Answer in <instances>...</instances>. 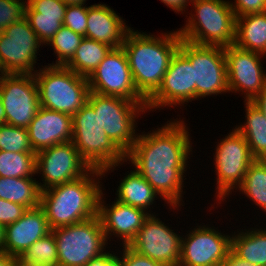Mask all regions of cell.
<instances>
[{"label":"cell","instance_id":"6da1fadb","mask_svg":"<svg viewBox=\"0 0 266 266\" xmlns=\"http://www.w3.org/2000/svg\"><path fill=\"white\" fill-rule=\"evenodd\" d=\"M166 123L151 133H139L126 154V162L133 165L132 169L153 187L160 199L169 205V209L176 210L184 206V174L193 147L184 117L183 120L177 118Z\"/></svg>","mask_w":266,"mask_h":266},{"label":"cell","instance_id":"7a4b0ae2","mask_svg":"<svg viewBox=\"0 0 266 266\" xmlns=\"http://www.w3.org/2000/svg\"><path fill=\"white\" fill-rule=\"evenodd\" d=\"M131 29L122 45L137 91L148 100L161 86L170 60L179 49L177 31L159 36Z\"/></svg>","mask_w":266,"mask_h":266},{"label":"cell","instance_id":"3957f363","mask_svg":"<svg viewBox=\"0 0 266 266\" xmlns=\"http://www.w3.org/2000/svg\"><path fill=\"white\" fill-rule=\"evenodd\" d=\"M103 172L91 169L86 175L41 192L40 207L50 229L77 224L97 215Z\"/></svg>","mask_w":266,"mask_h":266},{"label":"cell","instance_id":"277c9868","mask_svg":"<svg viewBox=\"0 0 266 266\" xmlns=\"http://www.w3.org/2000/svg\"><path fill=\"white\" fill-rule=\"evenodd\" d=\"M181 39L202 46L227 47L235 43L236 17L226 0H193ZM193 13V14H192Z\"/></svg>","mask_w":266,"mask_h":266},{"label":"cell","instance_id":"5b68a950","mask_svg":"<svg viewBox=\"0 0 266 266\" xmlns=\"http://www.w3.org/2000/svg\"><path fill=\"white\" fill-rule=\"evenodd\" d=\"M72 124L71 141L91 168L101 170L105 177L126 162V155L109 139L98 112L88 102L72 116Z\"/></svg>","mask_w":266,"mask_h":266},{"label":"cell","instance_id":"8992f818","mask_svg":"<svg viewBox=\"0 0 266 266\" xmlns=\"http://www.w3.org/2000/svg\"><path fill=\"white\" fill-rule=\"evenodd\" d=\"M44 66L34 74L40 106L73 116L87 103L90 93L87 77L66 66Z\"/></svg>","mask_w":266,"mask_h":266},{"label":"cell","instance_id":"52a82bcc","mask_svg":"<svg viewBox=\"0 0 266 266\" xmlns=\"http://www.w3.org/2000/svg\"><path fill=\"white\" fill-rule=\"evenodd\" d=\"M87 102L98 112L100 126L109 139L126 155L137 140V119L147 112V104L94 92L89 93Z\"/></svg>","mask_w":266,"mask_h":266},{"label":"cell","instance_id":"ba28073f","mask_svg":"<svg viewBox=\"0 0 266 266\" xmlns=\"http://www.w3.org/2000/svg\"><path fill=\"white\" fill-rule=\"evenodd\" d=\"M51 231L57 244L58 266H84L108 251V243L98 215Z\"/></svg>","mask_w":266,"mask_h":266},{"label":"cell","instance_id":"9c48e42d","mask_svg":"<svg viewBox=\"0 0 266 266\" xmlns=\"http://www.w3.org/2000/svg\"><path fill=\"white\" fill-rule=\"evenodd\" d=\"M223 138L217 142L213 153L217 175L215 194L218 204L224 202L232 191L237 190L243 182L248 167L255 161L247 140L235 128Z\"/></svg>","mask_w":266,"mask_h":266},{"label":"cell","instance_id":"30bf717a","mask_svg":"<svg viewBox=\"0 0 266 266\" xmlns=\"http://www.w3.org/2000/svg\"><path fill=\"white\" fill-rule=\"evenodd\" d=\"M178 50L190 61L194 68L196 100L229 93L227 65L223 47L202 46L181 39Z\"/></svg>","mask_w":266,"mask_h":266},{"label":"cell","instance_id":"8fae6325","mask_svg":"<svg viewBox=\"0 0 266 266\" xmlns=\"http://www.w3.org/2000/svg\"><path fill=\"white\" fill-rule=\"evenodd\" d=\"M43 45L26 18L9 25L0 32V64L4 74H35L36 54Z\"/></svg>","mask_w":266,"mask_h":266},{"label":"cell","instance_id":"7c38bea8","mask_svg":"<svg viewBox=\"0 0 266 266\" xmlns=\"http://www.w3.org/2000/svg\"><path fill=\"white\" fill-rule=\"evenodd\" d=\"M5 124L27 128L40 107L34 74L0 75Z\"/></svg>","mask_w":266,"mask_h":266},{"label":"cell","instance_id":"4fadbf2b","mask_svg":"<svg viewBox=\"0 0 266 266\" xmlns=\"http://www.w3.org/2000/svg\"><path fill=\"white\" fill-rule=\"evenodd\" d=\"M92 168L81 157L72 141L45 148L36 153L35 173L42 174L40 189L76 180L86 175Z\"/></svg>","mask_w":266,"mask_h":266},{"label":"cell","instance_id":"5bb4252c","mask_svg":"<svg viewBox=\"0 0 266 266\" xmlns=\"http://www.w3.org/2000/svg\"><path fill=\"white\" fill-rule=\"evenodd\" d=\"M87 79L90 92L147 104V100L134 85L128 59L122 47L112 49Z\"/></svg>","mask_w":266,"mask_h":266},{"label":"cell","instance_id":"9a60e30c","mask_svg":"<svg viewBox=\"0 0 266 266\" xmlns=\"http://www.w3.org/2000/svg\"><path fill=\"white\" fill-rule=\"evenodd\" d=\"M187 233L182 236L178 266H220L231 251L232 235L214 226L197 224Z\"/></svg>","mask_w":266,"mask_h":266},{"label":"cell","instance_id":"2e32d148","mask_svg":"<svg viewBox=\"0 0 266 266\" xmlns=\"http://www.w3.org/2000/svg\"><path fill=\"white\" fill-rule=\"evenodd\" d=\"M229 93L244 94V102L253 101L266 88L264 55L244 50L235 44L224 48Z\"/></svg>","mask_w":266,"mask_h":266},{"label":"cell","instance_id":"e0dca14e","mask_svg":"<svg viewBox=\"0 0 266 266\" xmlns=\"http://www.w3.org/2000/svg\"><path fill=\"white\" fill-rule=\"evenodd\" d=\"M158 215L150 214L129 247L166 266H178L182 235L176 234Z\"/></svg>","mask_w":266,"mask_h":266},{"label":"cell","instance_id":"ac0fdd59","mask_svg":"<svg viewBox=\"0 0 266 266\" xmlns=\"http://www.w3.org/2000/svg\"><path fill=\"white\" fill-rule=\"evenodd\" d=\"M194 100H196L194 68L190 61L177 50L170 60L161 86L147 100V111H154V109L156 111L158 108L162 110L161 108L166 106L182 107Z\"/></svg>","mask_w":266,"mask_h":266},{"label":"cell","instance_id":"d6986e66","mask_svg":"<svg viewBox=\"0 0 266 266\" xmlns=\"http://www.w3.org/2000/svg\"><path fill=\"white\" fill-rule=\"evenodd\" d=\"M103 190L98 197L97 215L101 220L107 243L109 239V241L113 239L110 237L115 236L121 239L122 245H129L150 214L141 208L132 207L117 200H114L111 205L106 204Z\"/></svg>","mask_w":266,"mask_h":266},{"label":"cell","instance_id":"ffe728a7","mask_svg":"<svg viewBox=\"0 0 266 266\" xmlns=\"http://www.w3.org/2000/svg\"><path fill=\"white\" fill-rule=\"evenodd\" d=\"M27 131L31 147L37 153L45 148L71 141L72 116L40 106Z\"/></svg>","mask_w":266,"mask_h":266},{"label":"cell","instance_id":"44dd1931","mask_svg":"<svg viewBox=\"0 0 266 266\" xmlns=\"http://www.w3.org/2000/svg\"><path fill=\"white\" fill-rule=\"evenodd\" d=\"M3 252L18 258L33 243L51 232L44 210L28 209L16 222L4 227Z\"/></svg>","mask_w":266,"mask_h":266},{"label":"cell","instance_id":"7402d4cb","mask_svg":"<svg viewBox=\"0 0 266 266\" xmlns=\"http://www.w3.org/2000/svg\"><path fill=\"white\" fill-rule=\"evenodd\" d=\"M118 14L108 4L88 6L86 38L107 44L113 49L122 47L132 28Z\"/></svg>","mask_w":266,"mask_h":266},{"label":"cell","instance_id":"603a6c76","mask_svg":"<svg viewBox=\"0 0 266 266\" xmlns=\"http://www.w3.org/2000/svg\"><path fill=\"white\" fill-rule=\"evenodd\" d=\"M234 44L266 56V12L237 17Z\"/></svg>","mask_w":266,"mask_h":266},{"label":"cell","instance_id":"cb8c5ba5","mask_svg":"<svg viewBox=\"0 0 266 266\" xmlns=\"http://www.w3.org/2000/svg\"><path fill=\"white\" fill-rule=\"evenodd\" d=\"M125 175L116 189V200L132 207L141 208L149 214H155L151 213L152 210H148L159 196L153 187L135 169L128 171V174Z\"/></svg>","mask_w":266,"mask_h":266},{"label":"cell","instance_id":"d4e9b609","mask_svg":"<svg viewBox=\"0 0 266 266\" xmlns=\"http://www.w3.org/2000/svg\"><path fill=\"white\" fill-rule=\"evenodd\" d=\"M245 121L235 129L247 140L255 160H266V117L252 103L245 102Z\"/></svg>","mask_w":266,"mask_h":266},{"label":"cell","instance_id":"484cf974","mask_svg":"<svg viewBox=\"0 0 266 266\" xmlns=\"http://www.w3.org/2000/svg\"><path fill=\"white\" fill-rule=\"evenodd\" d=\"M250 229L237 230V234L232 232L231 251L241 259L266 266V228Z\"/></svg>","mask_w":266,"mask_h":266},{"label":"cell","instance_id":"4316f807","mask_svg":"<svg viewBox=\"0 0 266 266\" xmlns=\"http://www.w3.org/2000/svg\"><path fill=\"white\" fill-rule=\"evenodd\" d=\"M41 192L36 178L0 177V199L33 209L40 206Z\"/></svg>","mask_w":266,"mask_h":266},{"label":"cell","instance_id":"83f0119b","mask_svg":"<svg viewBox=\"0 0 266 266\" xmlns=\"http://www.w3.org/2000/svg\"><path fill=\"white\" fill-rule=\"evenodd\" d=\"M112 49L107 44L84 37L73 57L64 66L88 78Z\"/></svg>","mask_w":266,"mask_h":266},{"label":"cell","instance_id":"f1b7e54d","mask_svg":"<svg viewBox=\"0 0 266 266\" xmlns=\"http://www.w3.org/2000/svg\"><path fill=\"white\" fill-rule=\"evenodd\" d=\"M237 189L266 214V160H255Z\"/></svg>","mask_w":266,"mask_h":266},{"label":"cell","instance_id":"f546056e","mask_svg":"<svg viewBox=\"0 0 266 266\" xmlns=\"http://www.w3.org/2000/svg\"><path fill=\"white\" fill-rule=\"evenodd\" d=\"M18 266H58V250L51 231L18 257Z\"/></svg>","mask_w":266,"mask_h":266},{"label":"cell","instance_id":"4dcf8cb0","mask_svg":"<svg viewBox=\"0 0 266 266\" xmlns=\"http://www.w3.org/2000/svg\"><path fill=\"white\" fill-rule=\"evenodd\" d=\"M35 152L0 151V177L33 178L36 173Z\"/></svg>","mask_w":266,"mask_h":266},{"label":"cell","instance_id":"1f68e13d","mask_svg":"<svg viewBox=\"0 0 266 266\" xmlns=\"http://www.w3.org/2000/svg\"><path fill=\"white\" fill-rule=\"evenodd\" d=\"M84 36L73 32L70 28L62 26L54 36L46 43L52 46L56 62L48 65H62L64 66L74 55L75 51L81 44Z\"/></svg>","mask_w":266,"mask_h":266},{"label":"cell","instance_id":"d6a6232c","mask_svg":"<svg viewBox=\"0 0 266 266\" xmlns=\"http://www.w3.org/2000/svg\"><path fill=\"white\" fill-rule=\"evenodd\" d=\"M0 151L34 152L27 128L0 124Z\"/></svg>","mask_w":266,"mask_h":266},{"label":"cell","instance_id":"836d02e7","mask_svg":"<svg viewBox=\"0 0 266 266\" xmlns=\"http://www.w3.org/2000/svg\"><path fill=\"white\" fill-rule=\"evenodd\" d=\"M66 8L61 0H27L25 17L64 18Z\"/></svg>","mask_w":266,"mask_h":266},{"label":"cell","instance_id":"e575fe53","mask_svg":"<svg viewBox=\"0 0 266 266\" xmlns=\"http://www.w3.org/2000/svg\"><path fill=\"white\" fill-rule=\"evenodd\" d=\"M27 0H0V32L25 18Z\"/></svg>","mask_w":266,"mask_h":266},{"label":"cell","instance_id":"d590c367","mask_svg":"<svg viewBox=\"0 0 266 266\" xmlns=\"http://www.w3.org/2000/svg\"><path fill=\"white\" fill-rule=\"evenodd\" d=\"M30 27L36 32L39 40L46 43L54 36V34L63 26L64 18L49 17H25Z\"/></svg>","mask_w":266,"mask_h":266},{"label":"cell","instance_id":"8d00e7d4","mask_svg":"<svg viewBox=\"0 0 266 266\" xmlns=\"http://www.w3.org/2000/svg\"><path fill=\"white\" fill-rule=\"evenodd\" d=\"M88 6L85 4L67 5L63 26L86 37Z\"/></svg>","mask_w":266,"mask_h":266},{"label":"cell","instance_id":"74e56055","mask_svg":"<svg viewBox=\"0 0 266 266\" xmlns=\"http://www.w3.org/2000/svg\"><path fill=\"white\" fill-rule=\"evenodd\" d=\"M122 247L123 249L120 251V256H118V253L116 254L118 266H166L149 257L138 254L128 245H123Z\"/></svg>","mask_w":266,"mask_h":266},{"label":"cell","instance_id":"f35d334b","mask_svg":"<svg viewBox=\"0 0 266 266\" xmlns=\"http://www.w3.org/2000/svg\"><path fill=\"white\" fill-rule=\"evenodd\" d=\"M27 210L23 205L0 199V224L5 227L16 222Z\"/></svg>","mask_w":266,"mask_h":266},{"label":"cell","instance_id":"ab89813d","mask_svg":"<svg viewBox=\"0 0 266 266\" xmlns=\"http://www.w3.org/2000/svg\"><path fill=\"white\" fill-rule=\"evenodd\" d=\"M230 5L236 18L266 12V0H234Z\"/></svg>","mask_w":266,"mask_h":266},{"label":"cell","instance_id":"60d3db41","mask_svg":"<svg viewBox=\"0 0 266 266\" xmlns=\"http://www.w3.org/2000/svg\"><path fill=\"white\" fill-rule=\"evenodd\" d=\"M111 251H107L105 254L96 258L94 260H90L84 266H118V261L116 258V252L110 253Z\"/></svg>","mask_w":266,"mask_h":266},{"label":"cell","instance_id":"b9f144b4","mask_svg":"<svg viewBox=\"0 0 266 266\" xmlns=\"http://www.w3.org/2000/svg\"><path fill=\"white\" fill-rule=\"evenodd\" d=\"M220 266H259L248 262L247 260L241 259L230 251L227 257L223 260Z\"/></svg>","mask_w":266,"mask_h":266},{"label":"cell","instance_id":"7bdbcfd3","mask_svg":"<svg viewBox=\"0 0 266 266\" xmlns=\"http://www.w3.org/2000/svg\"><path fill=\"white\" fill-rule=\"evenodd\" d=\"M192 1L193 0H161L162 3H164L167 7H169L178 14L180 12L184 14L186 12L188 4L190 5Z\"/></svg>","mask_w":266,"mask_h":266},{"label":"cell","instance_id":"ee69618b","mask_svg":"<svg viewBox=\"0 0 266 266\" xmlns=\"http://www.w3.org/2000/svg\"><path fill=\"white\" fill-rule=\"evenodd\" d=\"M266 117V88L251 101Z\"/></svg>","mask_w":266,"mask_h":266},{"label":"cell","instance_id":"f6af8a7d","mask_svg":"<svg viewBox=\"0 0 266 266\" xmlns=\"http://www.w3.org/2000/svg\"><path fill=\"white\" fill-rule=\"evenodd\" d=\"M0 266H18V258L0 252Z\"/></svg>","mask_w":266,"mask_h":266},{"label":"cell","instance_id":"bcb514c9","mask_svg":"<svg viewBox=\"0 0 266 266\" xmlns=\"http://www.w3.org/2000/svg\"><path fill=\"white\" fill-rule=\"evenodd\" d=\"M66 5L86 4L87 0H61Z\"/></svg>","mask_w":266,"mask_h":266},{"label":"cell","instance_id":"7dc6e473","mask_svg":"<svg viewBox=\"0 0 266 266\" xmlns=\"http://www.w3.org/2000/svg\"><path fill=\"white\" fill-rule=\"evenodd\" d=\"M4 226L0 224V252H3V245H4Z\"/></svg>","mask_w":266,"mask_h":266},{"label":"cell","instance_id":"c3c4849f","mask_svg":"<svg viewBox=\"0 0 266 266\" xmlns=\"http://www.w3.org/2000/svg\"><path fill=\"white\" fill-rule=\"evenodd\" d=\"M0 124H5V110L3 108V103L0 98Z\"/></svg>","mask_w":266,"mask_h":266},{"label":"cell","instance_id":"681fc988","mask_svg":"<svg viewBox=\"0 0 266 266\" xmlns=\"http://www.w3.org/2000/svg\"><path fill=\"white\" fill-rule=\"evenodd\" d=\"M3 74H4V71H3V68H2V66L0 64V75H3Z\"/></svg>","mask_w":266,"mask_h":266}]
</instances>
